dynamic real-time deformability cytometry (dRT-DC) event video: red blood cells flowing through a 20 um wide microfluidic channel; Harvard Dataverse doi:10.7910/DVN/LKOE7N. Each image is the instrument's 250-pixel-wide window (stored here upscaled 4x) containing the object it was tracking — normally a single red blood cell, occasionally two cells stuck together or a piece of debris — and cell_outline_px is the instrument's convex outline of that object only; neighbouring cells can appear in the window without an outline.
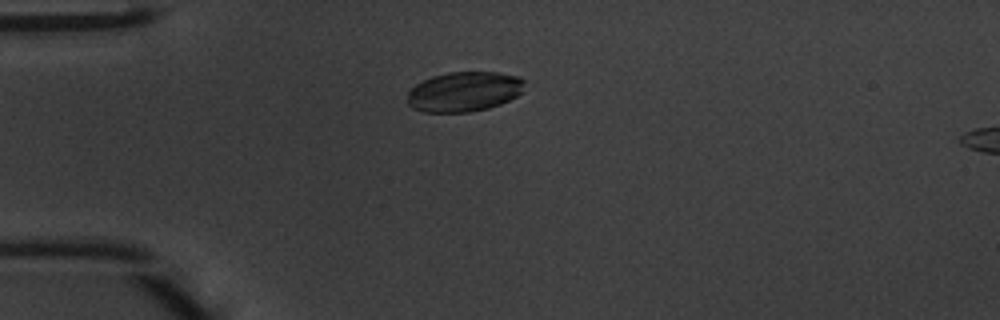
{"species": "common noctule bat (a hibernating species)", "species_latin": "Nyctalus noctula", "temperature_condition": "warm", "stored_images_in_passage": 39, "camera_frame_rate_fps": 3000, "um_per_image_px": 0.085, "animal": {"sex": "male", "body_mass_g": 20.1, "forearm_length_mm": 53.5}, "frame": {"image": 1, "passage_image": 4, "time_ms": 1.0, "image_size_px": [1000, 320], "cell_outline_px": [[524, 92], [500, 104], [488, 108], [468, 112], [424, 112], [412, 108], [408, 104], [408, 92], [416, 84], [432, 76], [448, 72], [500, 72], [516, 76], [524, 80]], "centroid_in_image_um": [39.46, 7.79], "position_along_channel_um": 45.5, "area_um2": 27.28}}
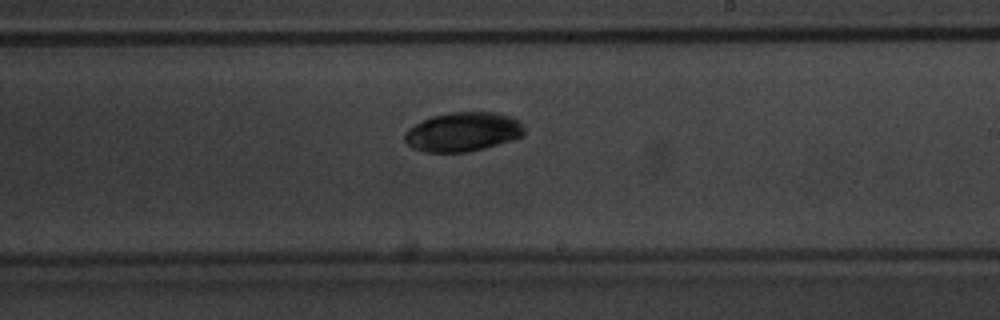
{"frame": {"image": 2, "passage_image": 20, "time_ms": 6.333, "image_size_px": [1000, 320], "cell_outline_px": [[524, 136], [512, 140], [484, 148], [468, 152], [428, 152], [412, 148], [404, 140], [404, 132], [408, 128], [432, 116], [448, 112], [496, 112], [508, 116], [516, 120], [524, 128]], "centroid_in_image_um": [39.32, 11.21], "position_along_channel_um": 249.7, "area_um2": 27.22}}
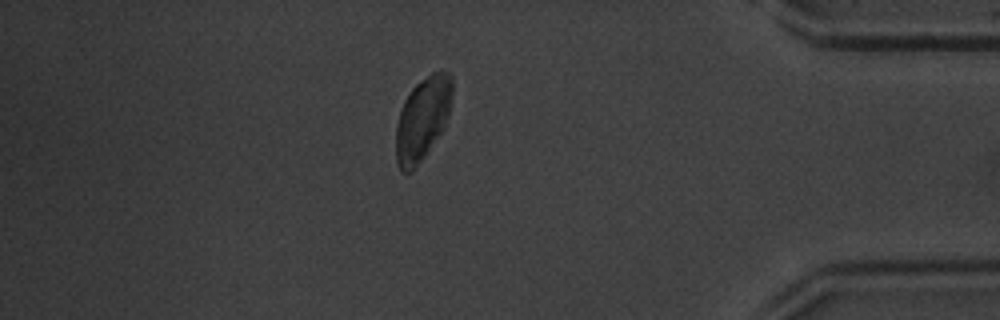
{"frame": {"image": 3, "passage_image": 33, "time_ms": 10.667, "image_size_px": [1000, 320], "cell_outline_px": [[452, 92], [448, 116], [444, 128], [424, 156], [412, 172], [400, 172], [396, 160], [396, 124], [404, 100], [412, 88], [416, 84], [432, 72], [448, 72], [452, 76]], "centroid_in_image_um": [35.9, 10.11], "position_along_channel_um": 399.3, "area_um2": 27.11}, "authors_computed_cell_mechanics": {"area_um2": 27.166, "velocity_mm_per_s": 4.2108, "shape_relaxation_time_tau1_ms": 1.7873, "shape_relaxation_time_tau2_ms": null, "deformation_change_tau1": 0.0762, "deformation_change_tau2": null}}